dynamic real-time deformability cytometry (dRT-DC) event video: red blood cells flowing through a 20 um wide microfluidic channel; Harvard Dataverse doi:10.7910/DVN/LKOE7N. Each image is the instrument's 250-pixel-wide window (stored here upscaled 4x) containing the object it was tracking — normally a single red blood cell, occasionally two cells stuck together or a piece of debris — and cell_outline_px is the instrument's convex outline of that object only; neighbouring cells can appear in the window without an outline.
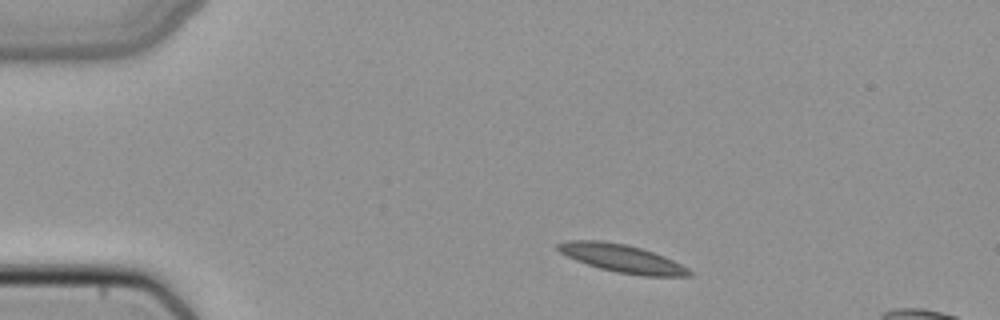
{"species": "common noctule bat (a hibernating species)", "species_latin": "Nyctalus noctula", "temperature_condition": "cold", "stored_images_in_passage": 42, "camera_frame_rate_fps": 3000, "um_per_image_px": 0.085, "animal": {"sex": "female", "body_mass_g": 22.7, "forearm_length_mm": 54.2}, "frame": {"image": 1, "passage_image": 1, "time_ms": 0.0, "image_size_px": [1000, 320], "cell_outline_px": [[696, 276], [640, 276], [616, 272], [600, 268], [576, 260], [560, 252], [556, 248], [556, 244], [568, 240], [600, 240], [628, 244], [664, 256], [696, 272]], "centroid_in_image_um": [52.92, 21.97], "position_along_channel_um": 32.1, "area_um2": 21.5}}
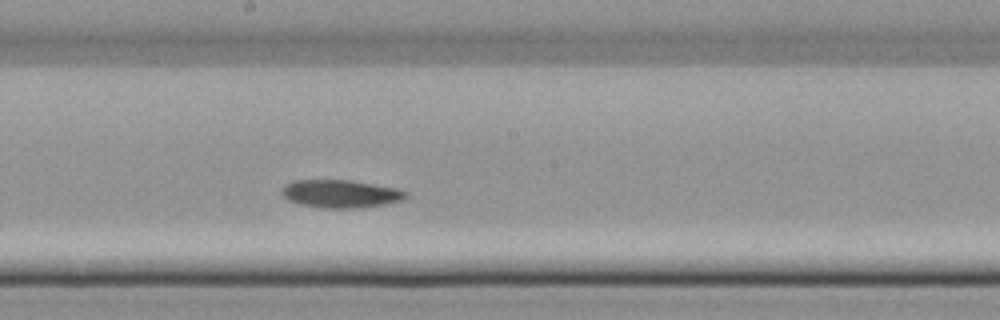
{"frame": {"image": 2, "passage_image": 19, "time_ms": 6.0, "image_size_px": [1000, 320], "cell_outline_px": [[408, 196], [400, 200], [388, 204], [360, 208], [324, 208], [300, 204], [288, 200], [280, 192], [280, 188], [284, 184], [292, 180], [352, 180], [396, 188], [408, 192]], "centroid_in_image_um": [28.93, 16.47], "position_along_channel_um": 219.3, "area_um2": 20.4}}
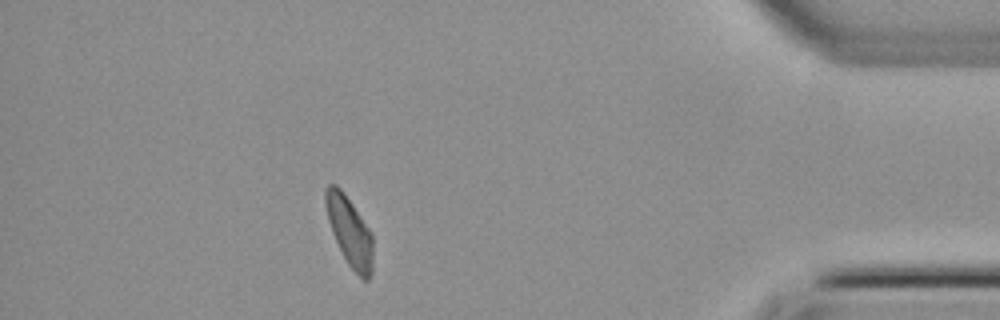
{"frame": {"image": 3, "passage_image": 36, "time_ms": 11.667, "image_size_px": [1000, 320], "cell_outline_px": [[372, 272], [368, 280], [364, 280], [348, 264], [332, 232], [328, 220], [324, 204], [324, 188], [328, 184], [336, 184], [344, 192], [372, 232]], "centroid_in_image_um": [29.7, 19.61], "position_along_channel_um": 405.5, "area_um2": 19.07}}